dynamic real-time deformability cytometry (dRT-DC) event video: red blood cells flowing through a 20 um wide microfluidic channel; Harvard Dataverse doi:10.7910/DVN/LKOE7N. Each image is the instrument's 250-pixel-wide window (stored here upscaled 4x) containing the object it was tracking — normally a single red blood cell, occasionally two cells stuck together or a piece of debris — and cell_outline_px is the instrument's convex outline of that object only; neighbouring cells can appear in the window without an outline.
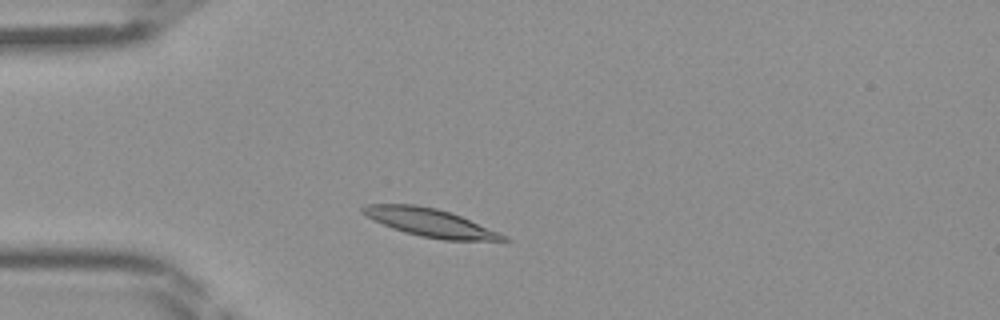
{"species": "Egyptian fruit bat (a non-hibernating species)", "species_latin": "Rousettus aegyptiacus", "temperature_condition": "room temperature", "stored_images_in_passage": 39, "camera_frame_rate_fps": 3000, "um_per_image_px": 0.085, "frame": {"image": 1, "passage_image": 6, "time_ms": 1.667, "image_size_px": [1000, 320], "cell_outline_px": [[512, 240], [508, 244], [444, 240], [420, 236], [404, 232], [392, 228], [372, 220], [360, 212], [360, 208], [364, 204], [416, 204], [436, 208], [460, 216], [508, 236]], "centroid_in_image_um": [36.7, 18.98], "position_along_channel_um": 48.3, "area_um2": 23.87}}
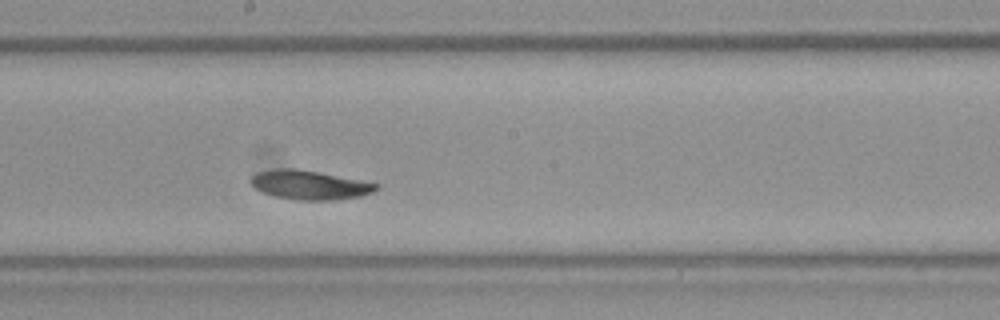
{"frame": {"image": 2, "passage_image": 19, "time_ms": 6.0, "image_size_px": [1000, 320], "cell_outline_px": [[380, 188], [372, 192], [360, 196], [336, 200], [300, 200], [276, 196], [264, 192], [256, 188], [252, 184], [252, 176], [256, 172], [272, 168], [296, 168], [360, 180], [380, 184]], "centroid_in_image_um": [26.33, 15.71], "position_along_channel_um": 221.9, "area_um2": 21.1}}
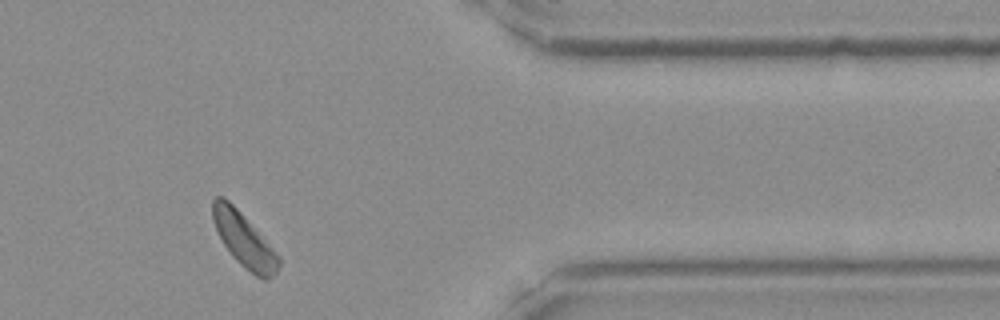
{"frame": {"image": 3, "passage_image": 32, "time_ms": 10.333, "image_size_px": [1000, 320], "cell_outline_px": [[280, 264], [276, 272], [268, 280], [264, 280], [256, 276], [240, 264], [232, 256], [224, 244], [212, 220], [212, 200], [216, 196], [224, 196], [240, 212], [280, 256]], "centroid_in_image_um": [20.74, 20.4], "position_along_channel_um": 390.7, "area_um2": 20.4}}